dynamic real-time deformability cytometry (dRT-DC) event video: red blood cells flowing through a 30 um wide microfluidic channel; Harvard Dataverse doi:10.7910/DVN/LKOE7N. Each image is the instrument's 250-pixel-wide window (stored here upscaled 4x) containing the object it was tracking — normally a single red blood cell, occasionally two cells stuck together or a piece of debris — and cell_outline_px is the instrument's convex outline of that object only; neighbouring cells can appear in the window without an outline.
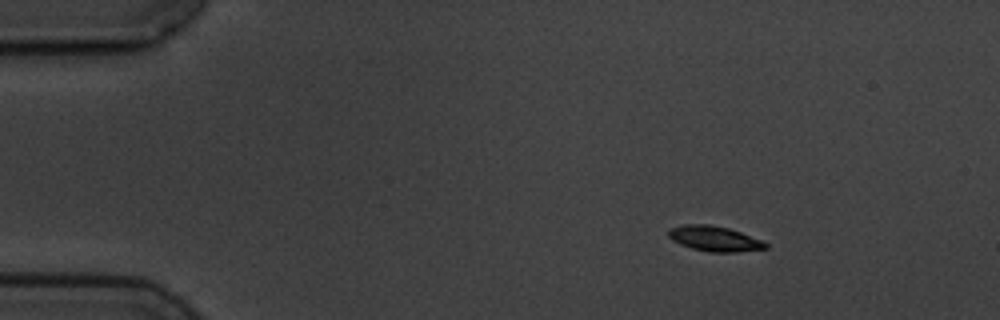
{"species": "common noctule bat (a hibernating species)", "species_latin": "Nyctalus noctula", "temperature_condition": "cold", "stored_images_in_passage": 7, "camera_frame_rate_fps": 3000, "um_per_image_px": 0.085, "animal": {"sex": "male", "body_mass_g": 19.5, "forearm_length_mm": 54.6}, "frame": {"image": 1, "passage_image": 1, "time_ms": 0.0, "image_size_px": [1000, 320], "cell_outline_px": [[768, 248], [736, 252], [708, 252], [692, 248], [680, 244], [672, 240], [668, 236], [668, 228], [684, 224], [708, 224], [728, 228], [764, 240], [768, 244]], "centroid_in_image_um": [60.73, 20.28], "position_along_channel_um": 24.3, "area_um2": 14.39}}
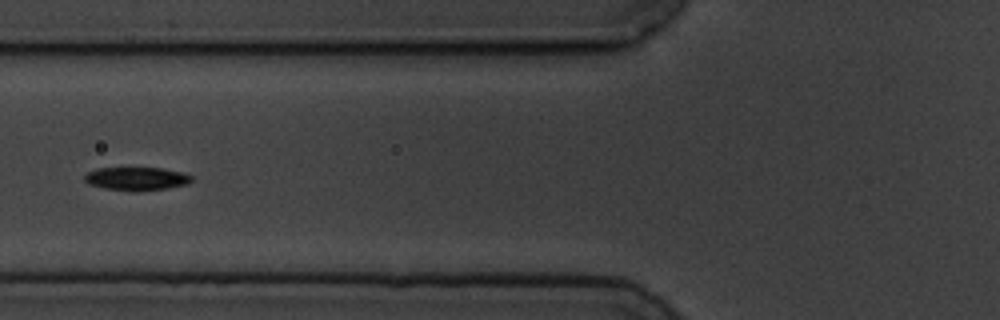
{"frame": {"image": 2, "passage_image": 5, "time_ms": 4.667, "image_size_px": [1000, 320], "cell_outline_px": [[192, 180], [188, 184], [168, 188], [136, 192], [132, 192], [104, 188], [88, 184], [84, 180], [84, 176], [88, 172], [96, 168], [160, 168], [184, 172], [192, 176]], "centroid_in_image_um": [11.61, 15.2], "position_along_channel_um": 114.2, "area_um2": 14.74}}
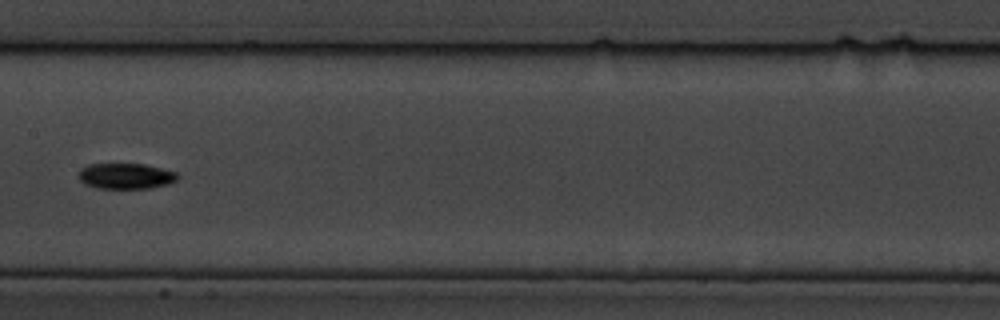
{"frame": {"image": 3, "passage_image": 7, "time_ms": 7.0, "image_size_px": [1000, 320], "cell_outline_px": [[180, 176], [176, 180], [168, 184], [152, 188], [96, 188], [84, 184], [76, 176], [80, 168], [88, 164], [144, 164], [176, 172]], "centroid_in_image_um": [10.65, 14.96], "position_along_channel_um": 196.8, "area_um2": 14.97}}